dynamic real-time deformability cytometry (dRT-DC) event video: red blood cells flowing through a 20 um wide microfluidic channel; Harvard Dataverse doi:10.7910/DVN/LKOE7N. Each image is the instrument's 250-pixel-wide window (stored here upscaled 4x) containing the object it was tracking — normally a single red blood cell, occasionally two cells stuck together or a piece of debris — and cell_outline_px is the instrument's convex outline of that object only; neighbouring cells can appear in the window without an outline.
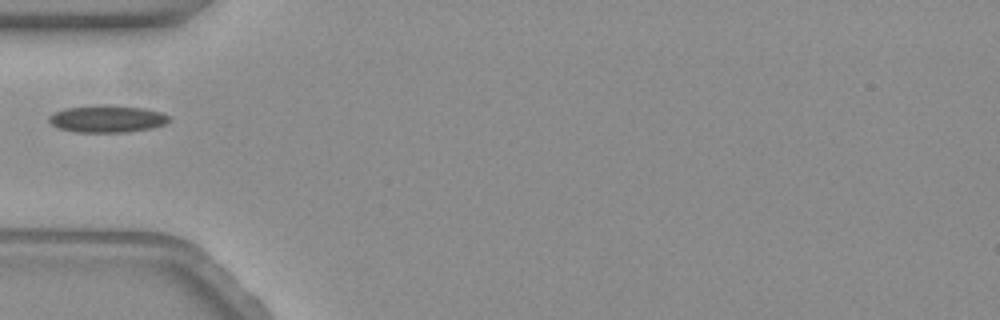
{"species": "common noctule bat (a hibernating species)", "species_latin": "Nyctalus noctula", "temperature_condition": "warm", "stored_images_in_passage": 41, "camera_frame_rate_fps": 3000, "um_per_image_px": 0.085, "animal": {"sex": "female", "body_mass_g": 19.3, "forearm_length_mm": 54.1}, "frame": {"image": 1, "passage_image": 1, "time_ms": 0.0, "image_size_px": [1000, 320], "cell_outline_px": [[168, 120], [164, 124], [152, 128], [128, 132], [76, 132], [60, 128], [52, 124], [48, 120], [48, 116], [52, 112], [64, 108], [100, 104], [144, 108], [160, 112], [168, 116]], "centroid_in_image_um": [9.05, 10.09], "position_along_channel_um": 75.9, "area_um2": 19.02}}
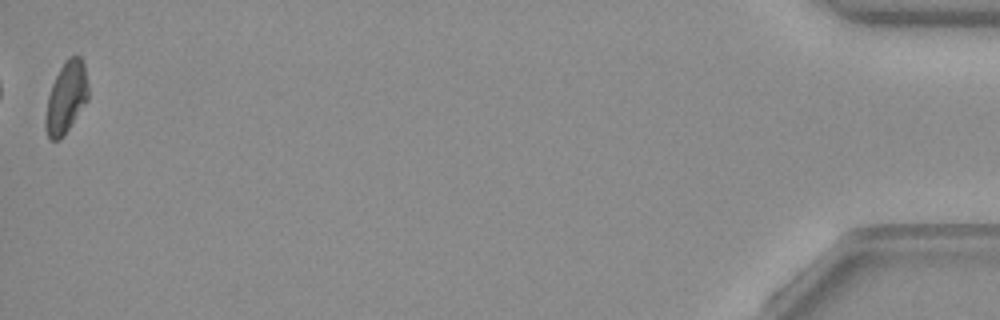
{"frame": {"image": 2, "passage_image": 41, "time_ms": 13.333, "image_size_px": [1000, 320], "cell_outline_px": [[88, 100], [64, 136], [60, 140], [48, 140], [44, 128], [44, 120], [48, 96], [52, 84], [64, 60], [68, 56], [76, 52], [80, 56], [84, 64], [88, 84]], "centroid_in_image_um": [5.62, 8.29], "position_along_channel_um": 429.6, "area_um2": 18.26}}